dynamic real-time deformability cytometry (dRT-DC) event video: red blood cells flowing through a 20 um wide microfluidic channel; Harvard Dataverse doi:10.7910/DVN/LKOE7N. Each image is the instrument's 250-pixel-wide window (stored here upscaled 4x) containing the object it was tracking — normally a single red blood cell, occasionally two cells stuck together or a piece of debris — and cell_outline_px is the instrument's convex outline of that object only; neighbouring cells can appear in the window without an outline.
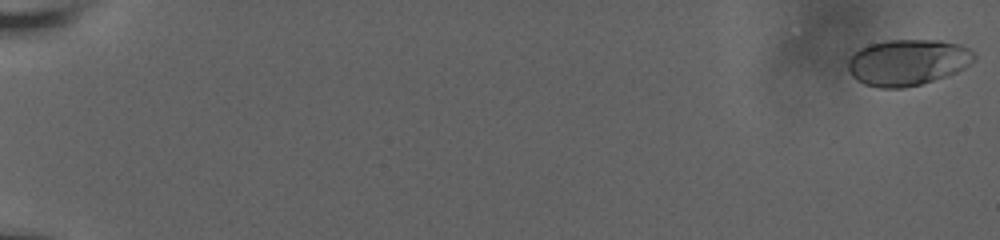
{"species": "human", "species_latin": "Homo sapiens", "temperature_condition": "room temperature", "stored_images_in_passage": 10, "camera_frame_rate_fps": 3000, "um_per_image_px": 0.085, "donor": {"sex": "male"}, "frame": {"image": 1, "passage_image": 1, "time_ms": 0.0, "image_size_px": [1000, 240], "cell_outline_px": [[976, 60], [964, 68], [956, 72], [920, 84], [900, 88], [880, 88], [864, 84], [856, 80], [852, 76], [848, 68], [848, 60], [860, 48], [868, 44], [888, 40], [940, 40], [960, 44], [976, 52]], "centroid_in_image_um": [77.17, 5.29], "position_along_channel_um": 7.8, "area_um2": 33.99}}